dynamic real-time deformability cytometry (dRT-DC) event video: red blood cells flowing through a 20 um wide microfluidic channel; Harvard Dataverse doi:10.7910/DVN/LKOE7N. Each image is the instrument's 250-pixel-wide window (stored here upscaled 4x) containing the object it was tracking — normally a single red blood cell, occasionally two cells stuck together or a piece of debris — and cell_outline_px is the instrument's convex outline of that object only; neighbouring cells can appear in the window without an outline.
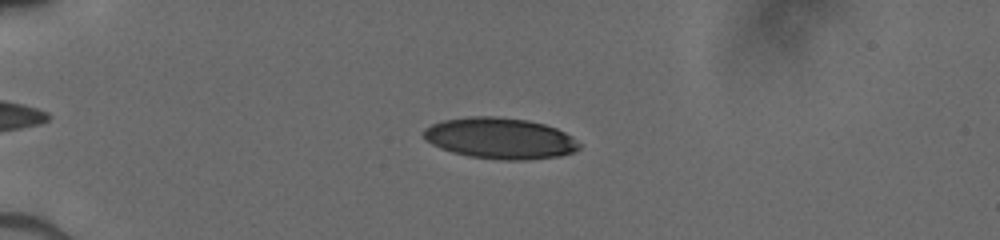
{"species": "human", "species_latin": "Homo sapiens", "temperature_condition": "cold", "stored_images_in_passage": 48, "camera_frame_rate_fps": 3000, "um_per_image_px": 0.085, "donor": {"sex": "male"}, "frame": {"image": 1, "passage_image": 11, "time_ms": 3.333, "image_size_px": [1000, 240], "cell_outline_px": [[580, 148], [572, 152], [560, 156], [524, 160], [504, 160], [468, 156], [452, 152], [440, 148], [432, 144], [424, 136], [424, 128], [432, 124], [444, 120], [468, 116], [496, 116], [528, 120], [544, 124], [556, 128], [572, 136], [580, 144]], "centroid_in_image_um": [42.51, 11.75], "position_along_channel_um": 42.5, "area_um2": 37.22}}
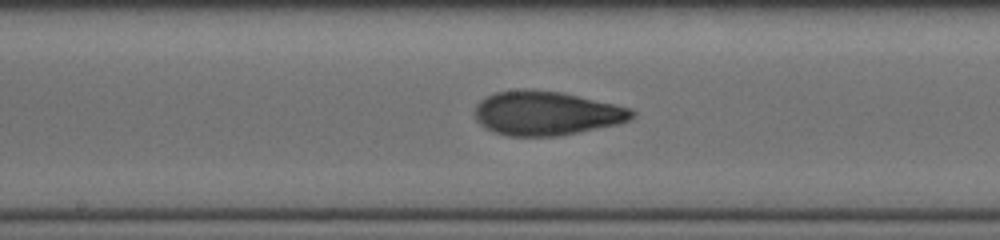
{"frame": {"image": 2, "passage_image": 26, "time_ms": 8.333, "image_size_px": [1000, 240], "cell_outline_px": [[636, 116], [632, 120], [620, 124], [560, 136], [508, 136], [492, 132], [480, 124], [476, 120], [472, 112], [476, 104], [480, 100], [496, 92], [524, 88], [532, 88], [560, 92], [616, 104], [632, 108], [636, 112]], "centroid_in_image_um": [46.45, 9.63], "position_along_channel_um": 201.7, "area_um2": 41.15}}
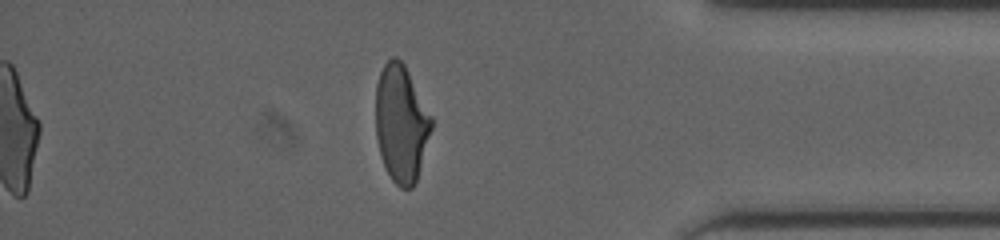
{"frame": {"image": 3, "passage_image": 42, "time_ms": 13.667, "image_size_px": [1000, 240], "cell_outline_px": [[432, 128], [416, 180], [412, 188], [400, 188], [392, 180], [380, 156], [376, 136], [376, 84], [380, 72], [384, 64], [392, 56], [396, 56], [404, 64], [432, 116]], "centroid_in_image_um": [34.09, 10.48], "position_along_channel_um": 401.1, "area_um2": 37.86}}